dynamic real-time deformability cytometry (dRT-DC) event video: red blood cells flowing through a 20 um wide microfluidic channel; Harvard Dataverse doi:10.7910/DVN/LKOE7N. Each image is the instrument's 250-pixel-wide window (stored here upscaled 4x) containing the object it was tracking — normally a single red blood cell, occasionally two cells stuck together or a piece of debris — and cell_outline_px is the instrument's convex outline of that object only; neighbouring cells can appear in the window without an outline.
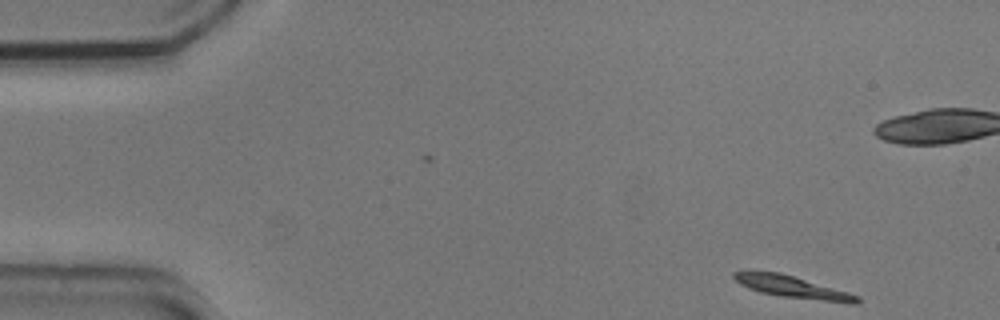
{"species": "common noctule bat (a hibernating species)", "species_latin": "Nyctalus noctula", "temperature_condition": "cold", "stored_images_in_passage": 5, "camera_frame_rate_fps": 3000, "um_per_image_px": 0.085, "animal": {"sex": "male", "body_mass_g": 20.5, "forearm_length_mm": 52.5}, "frame": {"image": 1, "passage_image": 5, "time_ms": 1.333, "image_size_px": [1000, 320], "cell_outline_px": [[860, 304], [848, 304], [780, 296], [760, 292], [748, 288], [740, 284], [732, 276], [732, 272], [780, 272], [848, 292], [860, 296]], "centroid_in_image_um": [67.44, 24.43], "position_along_channel_um": 17.6, "area_um2": 15.72}}